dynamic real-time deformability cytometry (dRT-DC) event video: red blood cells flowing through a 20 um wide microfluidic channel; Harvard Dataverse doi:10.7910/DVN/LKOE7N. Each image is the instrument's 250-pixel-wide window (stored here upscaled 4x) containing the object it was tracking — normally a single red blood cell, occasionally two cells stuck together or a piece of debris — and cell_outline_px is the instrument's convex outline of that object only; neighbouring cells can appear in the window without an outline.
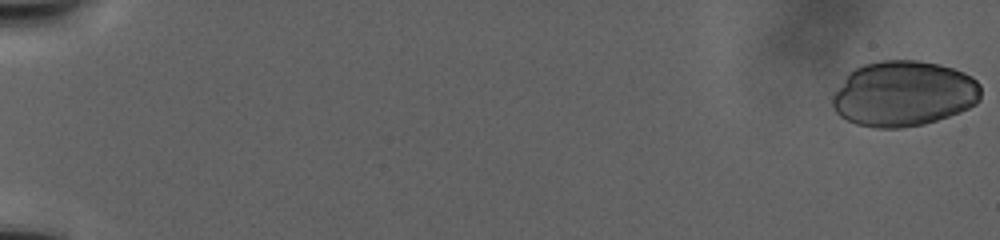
{"species": "human", "species_latin": "Homo sapiens", "temperature_condition": "warm", "stored_images_in_passage": 124, "camera_frame_rate_fps": 3000, "um_per_image_px": 0.085, "donor": {"sex": "male"}, "frame": {"image": 1, "passage_image": 1, "time_ms": 0.0, "image_size_px": [1000, 240], "cell_outline_px": [[980, 100], [976, 104], [960, 112], [924, 124], [900, 128], [876, 128], [856, 124], [840, 116], [836, 112], [832, 104], [832, 96], [848, 72], [864, 64], [884, 60], [920, 60], [940, 64], [964, 72], [972, 76], [980, 84]], "centroid_in_image_um": [76.82, 7.96], "position_along_channel_um": 8.2, "area_um2": 56.88}}
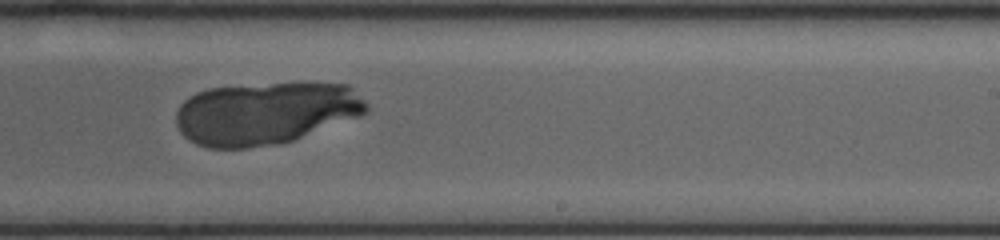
{"frame": {"image": 2, "passage_image": 79, "time_ms": 30.667, "image_size_px": [1000, 240], "cell_outline_px": [[368, 108], [360, 116], [292, 140], [280, 144], [248, 148], [208, 148], [196, 144], [188, 140], [180, 132], [176, 124], [176, 112], [180, 104], [184, 100], [196, 92], [208, 88], [272, 84], [348, 84], [368, 104]], "centroid_in_image_um": [22.51, 9.64], "position_along_channel_um": 266.5, "area_um2": 68.96}}
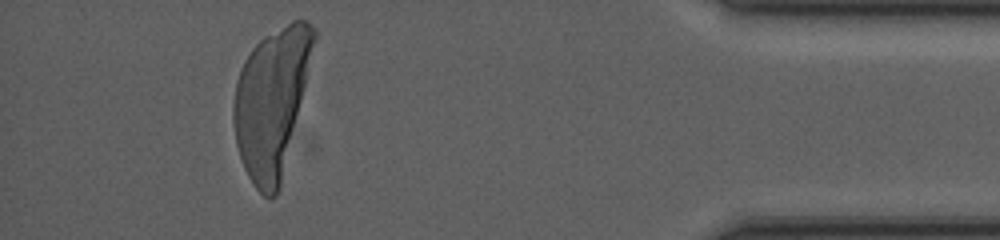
{"frame": {"image": 3, "passage_image": 107, "time_ms": 43.0, "image_size_px": [1000, 240], "cell_outline_px": [[316, 36], [280, 188], [276, 196], [268, 200], [256, 188], [248, 176], [244, 168], [236, 144], [232, 124], [232, 104], [236, 80], [244, 60], [252, 48], [264, 36], [292, 20], [304, 20], [316, 28]], "centroid_in_image_um": [23.04, 8.67], "position_along_channel_um": 412.2, "area_um2": 68.38}}